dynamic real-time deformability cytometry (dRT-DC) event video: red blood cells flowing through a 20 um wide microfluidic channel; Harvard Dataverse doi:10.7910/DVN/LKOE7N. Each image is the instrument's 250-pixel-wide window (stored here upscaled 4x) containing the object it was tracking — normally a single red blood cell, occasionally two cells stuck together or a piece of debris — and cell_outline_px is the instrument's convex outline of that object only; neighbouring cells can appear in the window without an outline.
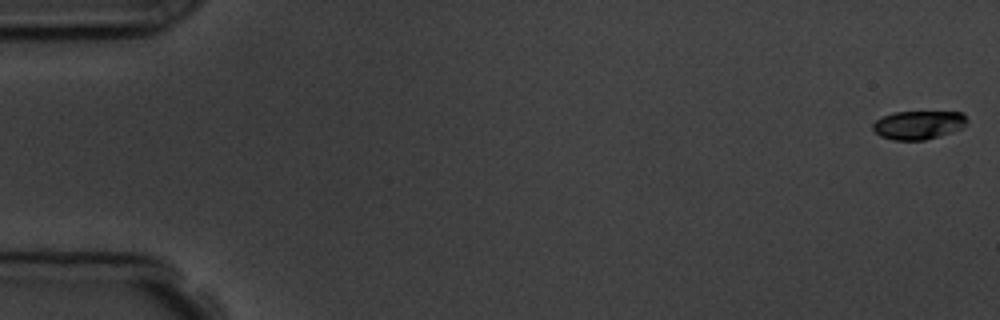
{"species": "common noctule bat (a hibernating species)", "species_latin": "Nyctalus noctula", "temperature_condition": "room temperature", "stored_images_in_passage": 9, "camera_frame_rate_fps": 3000, "um_per_image_px": 0.085, "animal": {"sex": "male", "body_mass_g": 19.5, "forearm_length_mm": 54.6}, "frame": {"image": 1, "passage_image": 1, "time_ms": 0.0, "image_size_px": [1000, 320], "cell_outline_px": [[968, 120], [964, 128], [952, 132], [924, 140], [892, 140], [880, 136], [872, 128], [872, 124], [876, 120], [892, 112], [964, 112]], "centroid_in_image_um": [78.09, 10.62], "position_along_channel_um": 6.9, "area_um2": 15.78}}
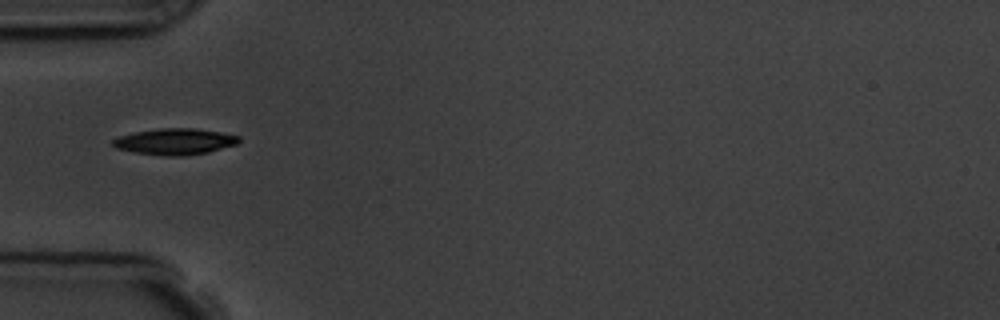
{"frame": {"image": 2, "passage_image": 6, "time_ms": 5.667, "image_size_px": [1000, 320], "cell_outline_px": [[240, 140], [236, 144], [208, 152], [184, 156], [168, 156], [132, 152], [116, 148], [112, 144], [112, 140], [120, 136], [136, 132], [160, 128], [196, 128], [220, 132], [240, 136]], "centroid_in_image_um": [14.87, 12.03], "position_along_channel_um": 70.1, "area_um2": 19.19}}